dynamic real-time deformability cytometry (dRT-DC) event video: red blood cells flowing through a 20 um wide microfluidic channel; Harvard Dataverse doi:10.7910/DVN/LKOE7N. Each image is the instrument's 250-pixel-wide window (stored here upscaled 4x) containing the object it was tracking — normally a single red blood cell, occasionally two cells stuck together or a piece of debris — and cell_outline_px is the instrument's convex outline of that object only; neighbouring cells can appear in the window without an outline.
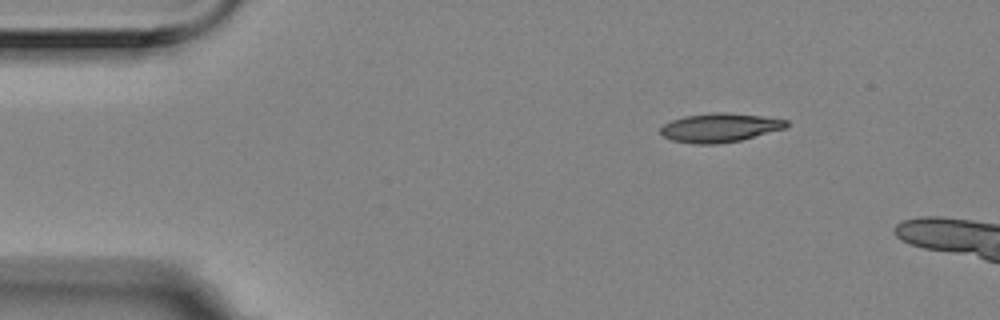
{"species": "Egyptian fruit bat (a non-hibernating species)", "species_latin": "Rousettus aegyptiacus", "temperature_condition": "room temperature", "stored_images_in_passage": 10, "camera_frame_rate_fps": 3000, "um_per_image_px": 0.085, "animal": {"sex": "female"}, "frame": {"image": 1, "passage_image": 1, "time_ms": 0.0, "image_size_px": [1000, 320], "cell_outline_px": [[788, 124], [784, 128], [740, 140], [716, 144], [696, 144], [672, 140], [664, 136], [660, 132], [660, 128], [664, 124], [672, 120], [684, 116], [712, 112], [728, 112], [764, 116], [788, 120]], "centroid_in_image_um": [61.17, 10.84], "position_along_channel_um": 23.8, "area_um2": 21.1}}
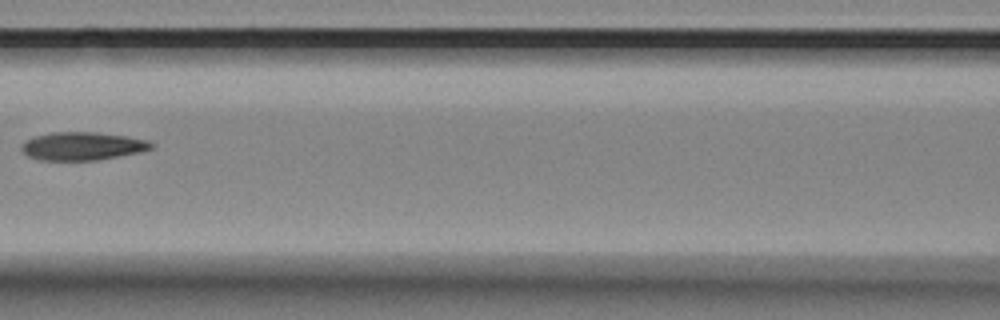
{"frame": {"image": 2, "passage_image": 6, "time_ms": 1.667, "image_size_px": [1000, 320], "cell_outline_px": [[156, 144], [152, 148], [140, 152], [96, 160], [40, 160], [28, 156], [20, 148], [20, 144], [24, 140], [32, 136], [52, 132], [96, 132], [128, 136], [148, 140]], "centroid_in_image_um": [6.98, 12.41], "position_along_channel_um": 159.6, "area_um2": 21.5}}
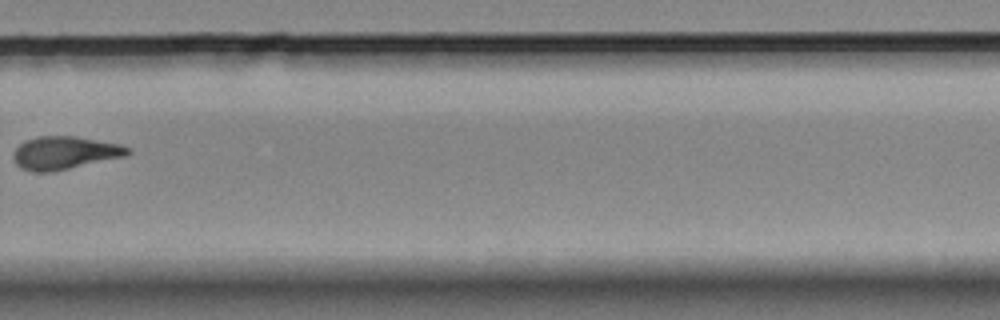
{"frame": {"image": 3, "passage_image": 10, "time_ms": 3.0, "image_size_px": [1000, 320], "cell_outline_px": [[132, 152], [128, 156], [48, 172], [36, 172], [20, 168], [16, 164], [12, 156], [12, 152], [24, 140], [36, 136], [76, 136], [120, 144], [132, 148]], "centroid_in_image_um": [5.51, 12.98], "position_along_channel_um": 324.3, "area_um2": 22.14}}